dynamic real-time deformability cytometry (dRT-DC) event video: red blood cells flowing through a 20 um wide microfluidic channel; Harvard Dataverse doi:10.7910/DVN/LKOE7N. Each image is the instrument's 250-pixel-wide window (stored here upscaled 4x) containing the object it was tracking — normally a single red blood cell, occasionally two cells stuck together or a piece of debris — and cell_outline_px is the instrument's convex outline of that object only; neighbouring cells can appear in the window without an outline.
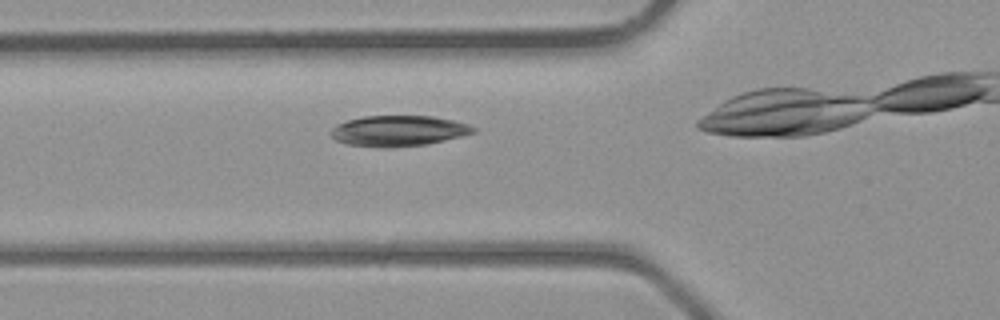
{"species": "common noctule bat (a hibernating species)", "species_latin": "Nyctalus noctula", "temperature_condition": "room temperature", "stored_images_in_passage": 21, "camera_frame_rate_fps": 3000, "um_per_image_px": 0.085, "animal": {"sex": "male", "body_mass_g": 23.1, "forearm_length_mm": 52.7}, "frame": {"image": 1, "passage_image": 4, "time_ms": 1.0, "image_size_px": [1000, 320], "cell_outline_px": [[476, 132], [428, 144], [388, 148], [380, 148], [348, 144], [336, 140], [332, 136], [332, 128], [336, 124], [348, 120], [364, 116], [432, 116], [452, 120], [468, 124], [476, 128]], "centroid_in_image_um": [33.87, 11.12], "position_along_channel_um": 91.9, "area_um2": 25.37}}
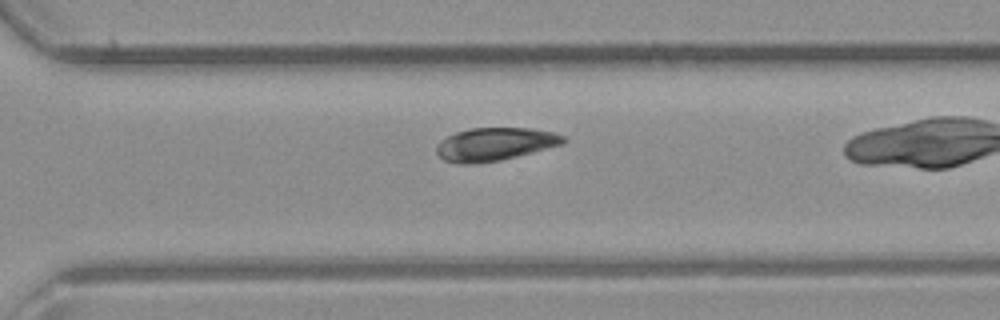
{"frame": {"image": 2, "passage_image": 18, "time_ms": 5.667, "image_size_px": [1000, 320], "cell_outline_px": [[568, 140], [564, 144], [500, 160], [472, 164], [460, 164], [444, 160], [436, 152], [436, 144], [440, 140], [456, 132], [472, 128], [532, 128], [552, 132], [564, 136]], "centroid_in_image_um": [42.06, 12.25], "position_along_channel_um": 328.5, "area_um2": 24.39}}